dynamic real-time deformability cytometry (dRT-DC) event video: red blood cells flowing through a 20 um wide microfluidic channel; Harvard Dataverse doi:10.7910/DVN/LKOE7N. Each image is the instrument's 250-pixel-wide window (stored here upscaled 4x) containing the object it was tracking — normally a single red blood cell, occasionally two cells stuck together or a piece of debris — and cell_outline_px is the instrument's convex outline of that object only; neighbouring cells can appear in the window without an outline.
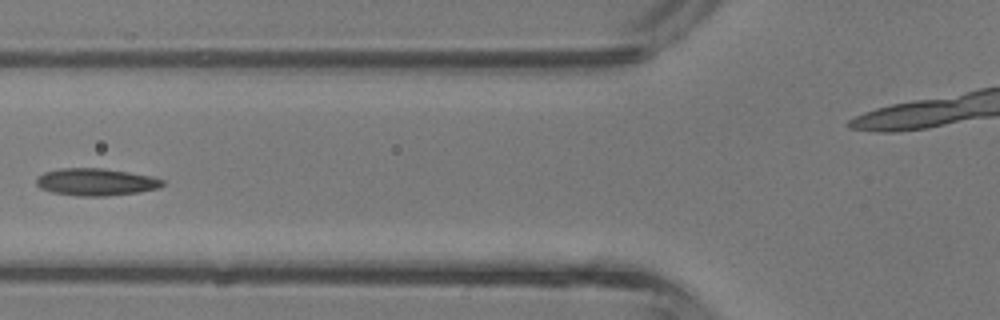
{"species": "common noctule bat (a hibernating species)", "species_latin": "Nyctalus noctula", "temperature_condition": "room temperature", "stored_images_in_passage": 5, "segment_of_instrument_passage": [1, 2], "camera_frame_rate_fps": 3000, "um_per_image_px": 0.085, "animal": {"sex": "male", "body_mass_g": 13.3}, "frame": {"image": 1, "passage_image": 4, "time_ms": 1.0, "image_size_px": [1000, 320], "cell_outline_px": [[164, 184], [160, 188], [140, 192], [108, 196], [76, 196], [52, 192], [40, 188], [36, 184], [36, 176], [44, 172], [60, 168], [100, 168], [128, 172], [152, 176], [164, 180]], "centroid_in_image_um": [8.15, 15.47], "position_along_channel_um": 117.7, "area_um2": 20.23}}